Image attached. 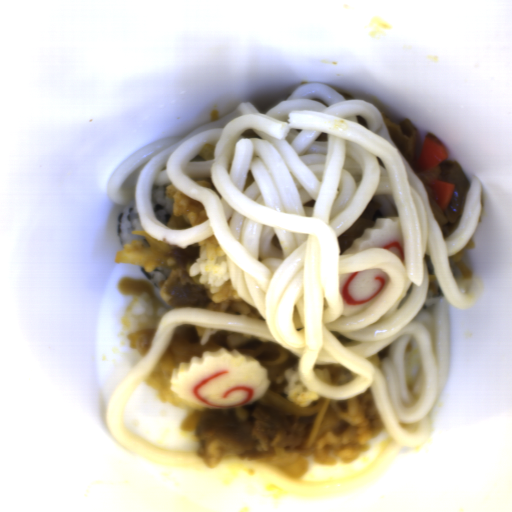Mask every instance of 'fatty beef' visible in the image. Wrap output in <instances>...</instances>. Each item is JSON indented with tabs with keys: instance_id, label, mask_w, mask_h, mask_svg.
Here are the masks:
<instances>
[{
	"instance_id": "obj_1",
	"label": "fatty beef",
	"mask_w": 512,
	"mask_h": 512,
	"mask_svg": "<svg viewBox=\"0 0 512 512\" xmlns=\"http://www.w3.org/2000/svg\"><path fill=\"white\" fill-rule=\"evenodd\" d=\"M311 427L308 421H291L279 405L255 401L206 410L193 435L198 456L211 468L227 457L247 462L271 457L275 447L295 452L304 447Z\"/></svg>"
},
{
	"instance_id": "obj_2",
	"label": "fatty beef",
	"mask_w": 512,
	"mask_h": 512,
	"mask_svg": "<svg viewBox=\"0 0 512 512\" xmlns=\"http://www.w3.org/2000/svg\"><path fill=\"white\" fill-rule=\"evenodd\" d=\"M382 119L387 127L389 136L409 166L421 180L434 219L439 225L444 241L456 233L459 220L463 213L465 197L470 182L461 163L450 161L447 158L423 172H417L416 160L421 131L412 119L404 118L399 124L381 112ZM454 182L455 189L446 211L432 198L428 183L432 180Z\"/></svg>"
}]
</instances>
